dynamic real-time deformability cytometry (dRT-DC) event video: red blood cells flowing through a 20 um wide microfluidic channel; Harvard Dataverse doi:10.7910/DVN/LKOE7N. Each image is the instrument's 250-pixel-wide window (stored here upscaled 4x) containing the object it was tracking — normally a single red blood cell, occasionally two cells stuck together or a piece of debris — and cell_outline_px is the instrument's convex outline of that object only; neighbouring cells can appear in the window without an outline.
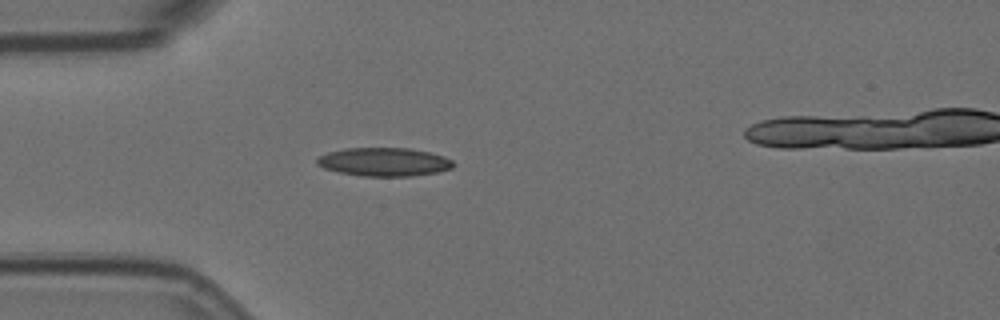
{"species": "Egyptian fruit bat (a non-hibernating species)", "species_latin": "Rousettus aegyptiacus", "temperature_condition": "room temperature", "stored_images_in_passage": 2, "camera_frame_rate_fps": 3000, "um_per_image_px": 0.085, "animal": {"sex": "female"}, "frame": {"image": 1, "passage_image": 1, "time_ms": 0.0, "image_size_px": [1000, 320], "cell_outline_px": [[456, 164], [452, 168], [436, 172], [412, 176], [360, 176], [340, 172], [324, 168], [316, 164], [316, 160], [320, 156], [328, 152], [344, 148], [408, 148], [428, 152], [444, 156], [452, 160]], "centroid_in_image_um": [32.65, 13.76], "position_along_channel_um": 52.4, "area_um2": 22.6}}